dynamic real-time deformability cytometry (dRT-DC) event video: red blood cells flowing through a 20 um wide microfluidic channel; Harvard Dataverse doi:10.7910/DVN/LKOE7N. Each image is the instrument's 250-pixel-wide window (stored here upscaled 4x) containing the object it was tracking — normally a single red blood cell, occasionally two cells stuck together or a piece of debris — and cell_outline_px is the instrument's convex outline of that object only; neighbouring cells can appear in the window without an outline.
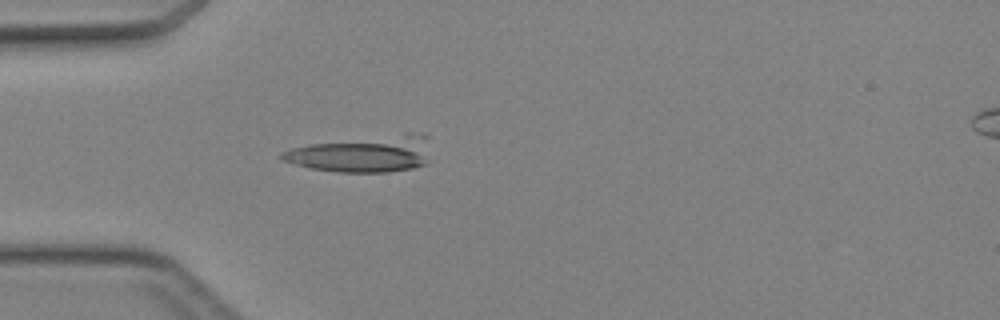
{"species": "Egyptian fruit bat (a non-hibernating species)", "species_latin": "Rousettus aegyptiacus", "temperature_condition": "cold", "stored_images_in_passage": 5, "camera_frame_rate_fps": 3000, "um_per_image_px": 0.085, "animal": {"sex": "female"}, "frame": {"image": 1, "passage_image": 1, "time_ms": 0.0, "image_size_px": [1000, 320], "cell_outline_px": [[428, 164], [412, 168], [388, 172], [336, 172], [312, 168], [296, 164], [284, 160], [280, 156], [280, 152], [292, 148], [312, 144], [404, 132], [424, 132], [428, 136]], "centroid_in_image_um": [30.95, 13.06], "position_along_channel_um": 54.0, "area_um2": 31.79}}
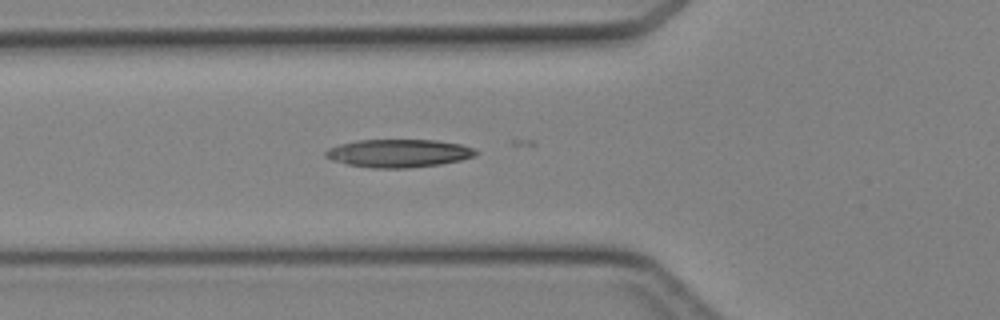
{"frame": {"image": 2, "passage_image": 4, "time_ms": 1.0, "image_size_px": [1000, 320], "cell_outline_px": [[480, 152], [476, 156], [460, 160], [440, 164], [408, 168], [372, 168], [348, 164], [332, 160], [324, 156], [324, 152], [328, 148], [340, 144], [356, 140], [436, 140], [460, 144], [472, 148]], "centroid_in_image_um": [33.88, 13.02], "position_along_channel_um": 91.9, "area_um2": 24.57}}